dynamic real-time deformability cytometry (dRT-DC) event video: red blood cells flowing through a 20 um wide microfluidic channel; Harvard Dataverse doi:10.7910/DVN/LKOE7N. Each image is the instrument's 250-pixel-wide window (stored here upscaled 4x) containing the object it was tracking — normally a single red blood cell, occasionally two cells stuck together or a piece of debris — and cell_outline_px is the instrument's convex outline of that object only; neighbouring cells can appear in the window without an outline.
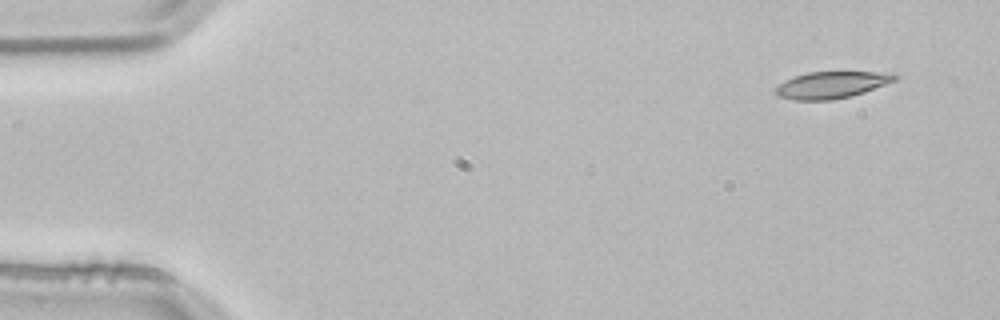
{"species": "common noctule bat (a hibernating species)", "species_latin": "Nyctalus noctula", "temperature_condition": "room temperature", "stored_images_in_passage": 4, "camera_frame_rate_fps": 3000, "um_per_image_px": 0.085, "animal": {"sex": "male", "body_mass_g": 21.5, "forearm_length_mm": 52.0}, "frame": {"image": 1, "passage_image": 1, "time_ms": 0.0, "image_size_px": [1000, 320], "cell_outline_px": [[900, 76], [896, 80], [864, 92], [852, 96], [832, 100], [792, 100], [780, 96], [776, 92], [776, 88], [784, 80], [808, 72], [892, 72]], "centroid_in_image_um": [70.73, 7.21], "position_along_channel_um": 14.3, "area_um2": 18.55}}
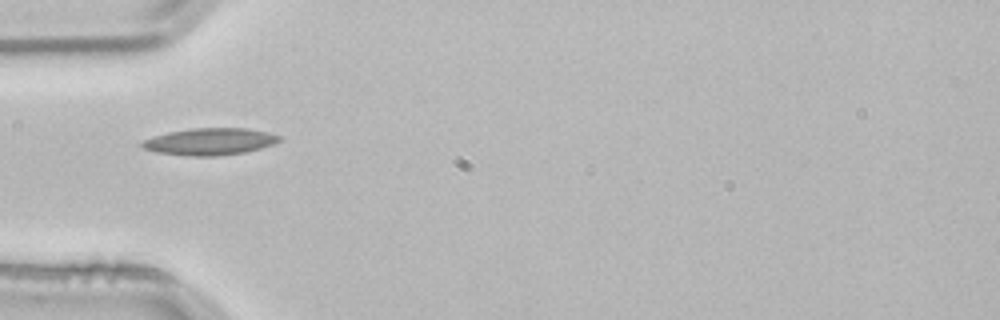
{"frame": {"image": 2, "passage_image": 3, "time_ms": 0.667, "image_size_px": [1000, 320], "cell_outline_px": [[280, 140], [272, 144], [260, 148], [244, 152], [216, 156], [192, 156], [156, 152], [144, 148], [140, 144], [144, 140], [152, 136], [168, 132], [192, 128], [248, 128], [268, 132], [280, 136]], "centroid_in_image_um": [17.82, 12.02], "position_along_channel_um": 67.2, "area_um2": 21.39}}